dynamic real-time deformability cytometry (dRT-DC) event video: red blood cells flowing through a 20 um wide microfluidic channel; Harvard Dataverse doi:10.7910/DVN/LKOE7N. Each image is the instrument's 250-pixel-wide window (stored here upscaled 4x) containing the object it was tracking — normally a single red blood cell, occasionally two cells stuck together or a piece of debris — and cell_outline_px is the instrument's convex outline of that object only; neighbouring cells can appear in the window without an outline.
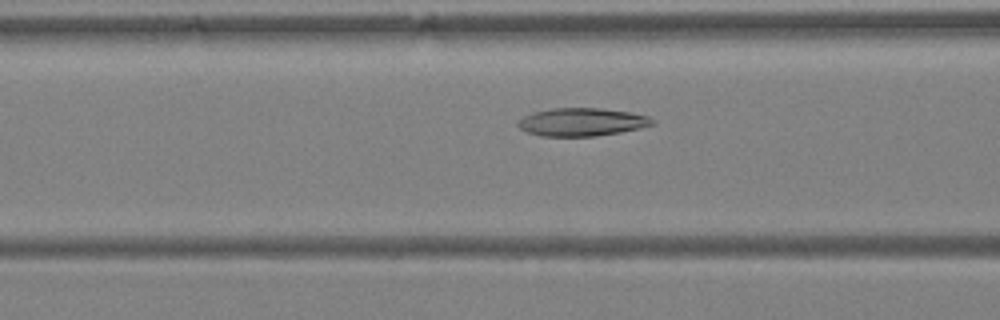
{"species": "Egyptian fruit bat (a non-hibernating species)", "species_latin": "Rousettus aegyptiacus", "temperature_condition": "warm", "stored_images_in_passage": 43, "camera_frame_rate_fps": 3000, "um_per_image_px": 0.085, "animal": {"sex": "female"}, "frame": {"image": 1, "passage_image": 16, "time_ms": 5.0, "image_size_px": [1000, 320], "cell_outline_px": [[656, 124], [640, 128], [620, 132], [596, 136], [540, 136], [528, 132], [520, 128], [516, 124], [524, 116], [532, 112], [552, 108], [600, 108], [628, 112], [648, 116], [656, 120]], "centroid_in_image_um": [49.47, 10.37], "position_along_channel_um": 117.1, "area_um2": 21.96}}
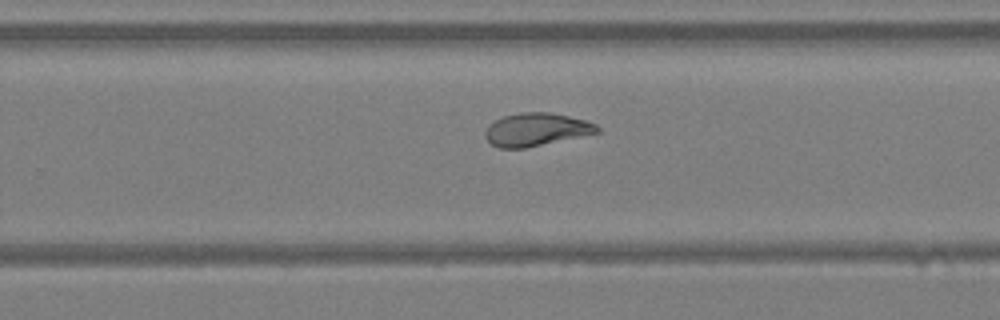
{"frame": {"image": 2, "passage_image": 27, "time_ms": 8.667, "image_size_px": [1000, 320], "cell_outline_px": [[600, 132], [524, 148], [500, 148], [492, 144], [484, 136], [484, 132], [488, 124], [504, 116], [520, 112], [548, 112], [568, 116], [584, 120], [596, 124], [600, 128]], "centroid_in_image_um": [45.55, 11.0], "position_along_channel_um": 284.2, "area_um2": 21.33}}
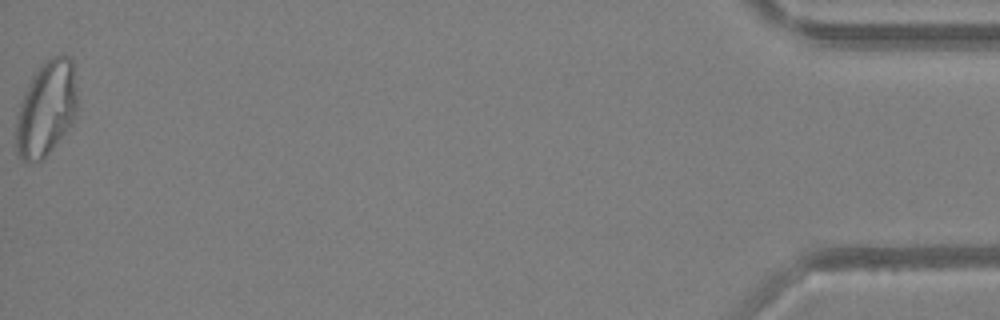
{"frame": {"image": 3, "passage_image": 43, "time_ms": 14.0, "image_size_px": [1000, 320], "cell_outline_px": [[80, 108], [72, 124], [44, 160], [24, 160], [16, 152], [16, 116], [20, 104], [32, 76], [52, 56], [64, 52], [72, 56]], "centroid_in_image_um": [4.0, 9.2], "position_along_channel_um": 431.2, "area_um2": 34.51}, "authors_computed_cell_mechanics": {"area_um2": 24.3338, "velocity_mm_per_s": 4.5646, "shape_relaxation_time_tau1_ms": 5.6181, "shape_relaxation_time_tau2_ms": 1.24, "deformation_change_tau1": 0.2254, "deformation_change_tau2": 0.0817}}